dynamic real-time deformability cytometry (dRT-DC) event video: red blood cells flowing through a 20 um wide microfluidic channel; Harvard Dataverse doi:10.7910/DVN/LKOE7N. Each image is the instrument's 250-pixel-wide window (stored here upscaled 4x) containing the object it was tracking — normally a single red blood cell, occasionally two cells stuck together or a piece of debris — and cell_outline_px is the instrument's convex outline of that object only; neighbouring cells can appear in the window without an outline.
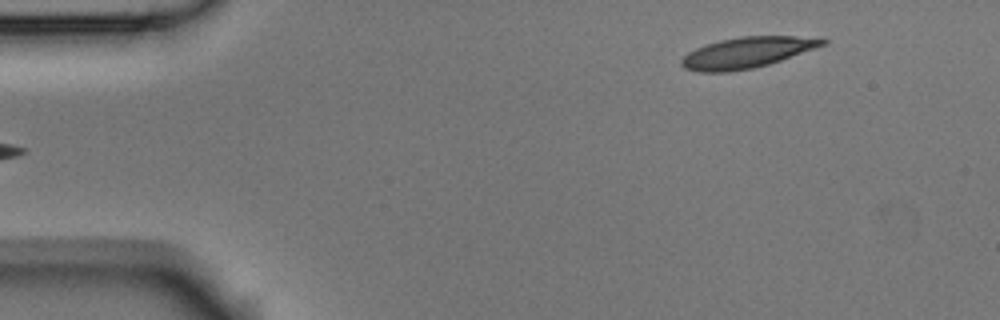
{"species": "Egyptian fruit bat (a non-hibernating species)", "species_latin": "Rousettus aegyptiacus", "temperature_condition": "room temperature", "stored_images_in_passage": 3, "camera_frame_rate_fps": 3000, "um_per_image_px": 0.085, "animal": {"sex": "male"}, "frame": {"image": 1, "passage_image": 3, "time_ms": 0.667, "image_size_px": [1000, 320], "cell_outline_px": [[828, 44], [768, 64], [752, 68], [728, 72], [696, 72], [684, 68], [680, 64], [680, 60], [688, 52], [696, 48], [720, 40], [740, 36], [796, 36], [828, 40]], "centroid_in_image_um": [63.46, 4.47], "position_along_channel_um": 21.5, "area_um2": 25.2}}